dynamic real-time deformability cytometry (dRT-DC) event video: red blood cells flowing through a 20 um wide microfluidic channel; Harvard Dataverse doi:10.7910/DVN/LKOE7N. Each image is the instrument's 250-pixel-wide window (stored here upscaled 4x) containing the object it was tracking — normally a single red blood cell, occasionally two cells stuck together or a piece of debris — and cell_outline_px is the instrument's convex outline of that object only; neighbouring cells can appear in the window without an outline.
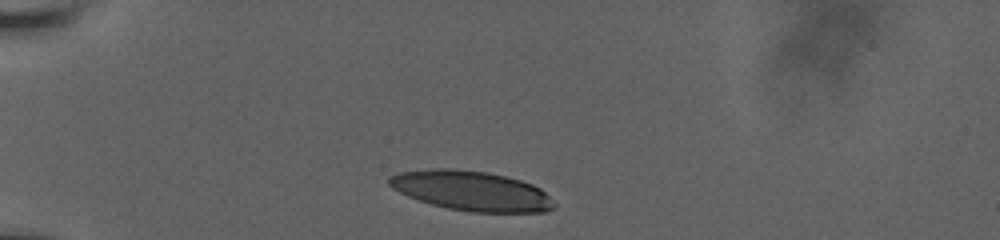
{"species": "human", "species_latin": "Homo sapiens", "temperature_condition": "room temperature", "stored_images_in_passage": 2, "camera_frame_rate_fps": 3000, "um_per_image_px": 0.085, "donor": {"sex": "male"}, "frame": {"image": 1, "passage_image": 1, "time_ms": 0.0, "image_size_px": [1000, 240], "cell_outline_px": [[556, 204], [552, 208], [544, 212], [472, 212], [448, 208], [432, 204], [408, 196], [392, 188], [388, 184], [388, 176], [400, 172], [432, 168], [452, 168], [488, 172], [520, 180], [532, 184], [540, 188]], "centroid_in_image_um": [40.05, 16.21], "position_along_channel_um": 45.0, "area_um2": 38.09}}